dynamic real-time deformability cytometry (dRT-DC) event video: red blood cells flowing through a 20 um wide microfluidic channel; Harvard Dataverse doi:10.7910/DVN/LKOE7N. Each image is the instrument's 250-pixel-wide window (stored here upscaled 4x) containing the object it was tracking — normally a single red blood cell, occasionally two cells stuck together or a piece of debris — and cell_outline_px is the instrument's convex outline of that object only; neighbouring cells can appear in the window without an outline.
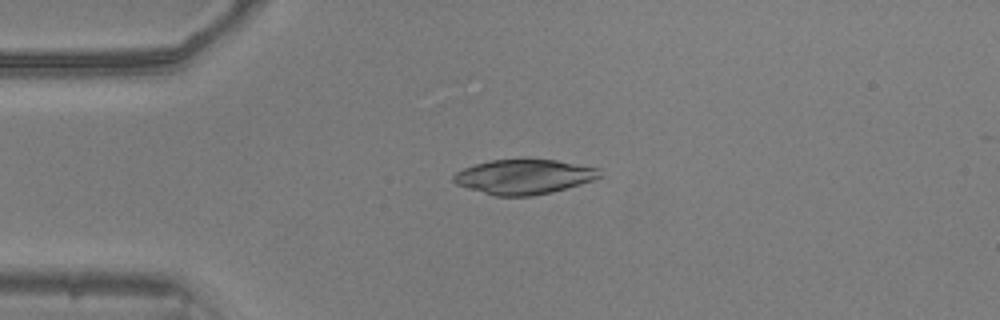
{"species": "common noctule bat (a hibernating species)", "species_latin": "Nyctalus noctula", "temperature_condition": "warm", "stored_images_in_passage": 41, "camera_frame_rate_fps": 3000, "um_per_image_px": 0.085, "animal": {"sex": "male", "body_mass_g": 20.5, "forearm_length_mm": 52.5}, "frame": {"image": 1, "passage_image": 4, "time_ms": 1.0, "image_size_px": [1000, 320], "cell_outline_px": [[600, 176], [592, 180], [580, 184], [552, 192], [532, 196], [496, 196], [468, 188], [456, 184], [452, 180], [452, 176], [456, 172], [464, 168], [488, 160], [524, 156], [556, 160], [600, 168]], "centroid_in_image_um": [44.51, 14.98], "position_along_channel_um": 40.5, "area_um2": 30.29}}